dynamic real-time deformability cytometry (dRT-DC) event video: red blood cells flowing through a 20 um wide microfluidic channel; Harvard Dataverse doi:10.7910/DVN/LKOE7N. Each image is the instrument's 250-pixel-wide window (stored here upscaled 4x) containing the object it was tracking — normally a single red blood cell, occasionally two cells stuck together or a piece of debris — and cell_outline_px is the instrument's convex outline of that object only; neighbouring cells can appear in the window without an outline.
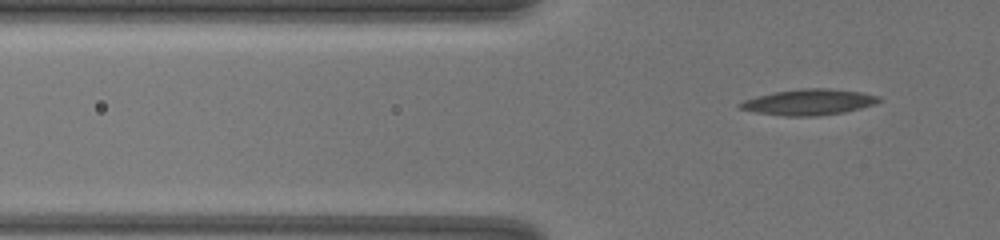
{"species": "common noctule bat (a hibernating species)", "species_latin": "Nyctalus noctula", "temperature_condition": "warm", "stored_images_in_passage": 58, "camera_frame_rate_fps": 3000, "um_per_image_px": 0.085, "animal": {"sex": "female", "body_mass_g": 19.5, "forearm_length_mm": 54.1}, "frame": {"image": 1, "passage_image": 6, "time_ms": 1.667, "image_size_px": [1000, 240], "cell_outline_px": [[884, 100], [876, 104], [844, 112], [816, 116], [784, 116], [756, 112], [740, 108], [736, 104], [744, 100], [756, 96], [776, 92], [804, 88], [824, 88], [860, 92], [880, 96]], "centroid_in_image_um": [68.78, 8.68], "position_along_channel_um": 57.0, "area_um2": 20.87}}
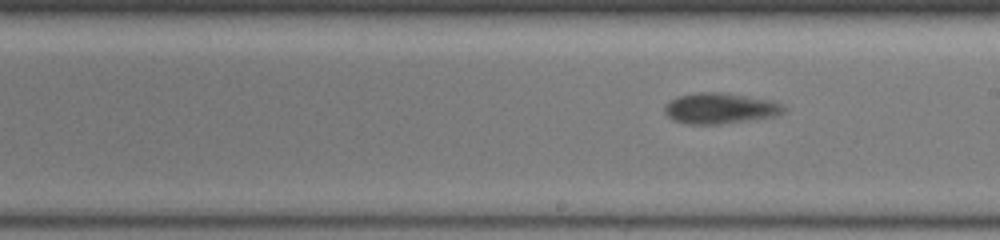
{"frame": {"image": 2, "passage_image": 27, "time_ms": 8.667, "image_size_px": [1000, 240], "cell_outline_px": [[788, 112], [776, 116], [720, 124], [688, 124], [672, 120], [664, 112], [664, 104], [680, 96], [696, 92], [720, 92], [772, 100], [788, 108]], "centroid_in_image_um": [61.23, 9.21], "position_along_channel_um": 227.8, "area_um2": 21.44}}
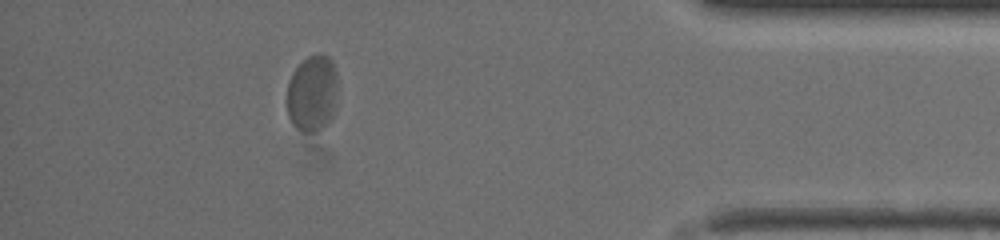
{"frame": {"image": 3, "passage_image": 51, "time_ms": 16.667, "image_size_px": [1000, 240], "cell_outline_px": [[336, 84], [332, 116], [328, 124], [320, 132], [304, 132], [296, 128], [292, 124], [288, 116], [288, 84], [292, 72], [308, 56], [320, 52], [328, 56], [332, 60], [336, 72]], "centroid_in_image_um": [26.54, 7.94], "position_along_channel_um": 408.7, "area_um2": 22.6}}